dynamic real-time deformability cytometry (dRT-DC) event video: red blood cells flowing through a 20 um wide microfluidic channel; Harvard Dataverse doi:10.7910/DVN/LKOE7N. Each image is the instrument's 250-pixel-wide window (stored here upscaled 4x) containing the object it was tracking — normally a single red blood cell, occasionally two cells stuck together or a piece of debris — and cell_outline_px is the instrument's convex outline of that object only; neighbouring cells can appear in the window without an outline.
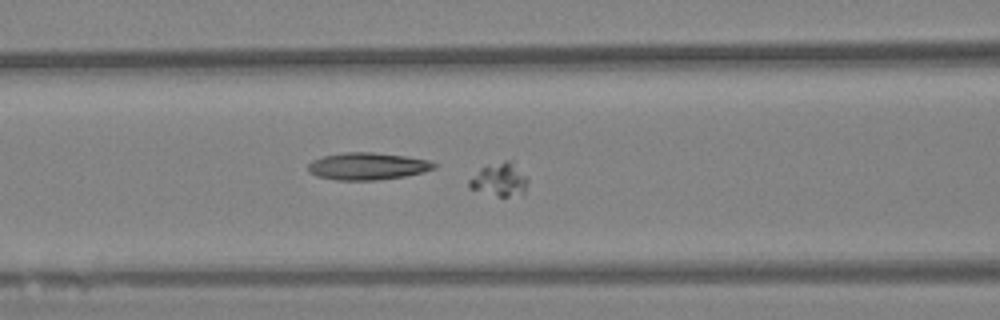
{"species": "Egyptian fruit bat (a non-hibernating species)", "species_latin": "Rousettus aegyptiacus", "temperature_condition": "warm", "stored_images_in_passage": 49, "camera_frame_rate_fps": 3000, "um_per_image_px": 0.085, "animal": {"sex": "female"}, "frame": {"image": 1, "passage_image": 21, "time_ms": 6.667, "image_size_px": [1000, 320], "cell_outline_px": [[528, 184], [524, 196], [496, 196], [468, 188], [468, 180], [480, 168], [504, 160], [512, 160], [528, 180]], "centroid_in_image_um": [42.48, 15.29], "position_along_channel_um": 124.1, "area_um2": 11.56}}